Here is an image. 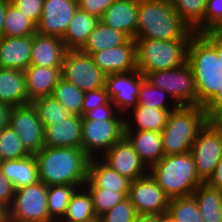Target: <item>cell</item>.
Returning <instances> with one entry per match:
<instances>
[{"mask_svg": "<svg viewBox=\"0 0 222 222\" xmlns=\"http://www.w3.org/2000/svg\"><path fill=\"white\" fill-rule=\"evenodd\" d=\"M39 181L45 185H76L87 181L90 157L82 148L43 147L34 154Z\"/></svg>", "mask_w": 222, "mask_h": 222, "instance_id": "cell-1", "label": "cell"}, {"mask_svg": "<svg viewBox=\"0 0 222 222\" xmlns=\"http://www.w3.org/2000/svg\"><path fill=\"white\" fill-rule=\"evenodd\" d=\"M192 29L174 10L170 0H138L135 38L190 40Z\"/></svg>", "mask_w": 222, "mask_h": 222, "instance_id": "cell-2", "label": "cell"}, {"mask_svg": "<svg viewBox=\"0 0 222 222\" xmlns=\"http://www.w3.org/2000/svg\"><path fill=\"white\" fill-rule=\"evenodd\" d=\"M186 63L194 74L197 105L204 107L222 86L216 49L200 33H194L188 43Z\"/></svg>", "mask_w": 222, "mask_h": 222, "instance_id": "cell-3", "label": "cell"}, {"mask_svg": "<svg viewBox=\"0 0 222 222\" xmlns=\"http://www.w3.org/2000/svg\"><path fill=\"white\" fill-rule=\"evenodd\" d=\"M149 174L170 199L191 196L204 183L191 152L164 156L149 168Z\"/></svg>", "mask_w": 222, "mask_h": 222, "instance_id": "cell-4", "label": "cell"}, {"mask_svg": "<svg viewBox=\"0 0 222 222\" xmlns=\"http://www.w3.org/2000/svg\"><path fill=\"white\" fill-rule=\"evenodd\" d=\"M207 122L203 106H178L172 110L160 132L164 156L191 152L198 132Z\"/></svg>", "mask_w": 222, "mask_h": 222, "instance_id": "cell-5", "label": "cell"}, {"mask_svg": "<svg viewBox=\"0 0 222 222\" xmlns=\"http://www.w3.org/2000/svg\"><path fill=\"white\" fill-rule=\"evenodd\" d=\"M136 42L137 70L140 73L170 70L187 61L190 40H155L134 38Z\"/></svg>", "mask_w": 222, "mask_h": 222, "instance_id": "cell-6", "label": "cell"}, {"mask_svg": "<svg viewBox=\"0 0 222 222\" xmlns=\"http://www.w3.org/2000/svg\"><path fill=\"white\" fill-rule=\"evenodd\" d=\"M48 186L38 181L15 190L13 201L4 213L7 222H52L47 208Z\"/></svg>", "mask_w": 222, "mask_h": 222, "instance_id": "cell-7", "label": "cell"}, {"mask_svg": "<svg viewBox=\"0 0 222 222\" xmlns=\"http://www.w3.org/2000/svg\"><path fill=\"white\" fill-rule=\"evenodd\" d=\"M143 75L152 86L167 92L178 106L197 105L195 78L187 63L179 68Z\"/></svg>", "mask_w": 222, "mask_h": 222, "instance_id": "cell-8", "label": "cell"}, {"mask_svg": "<svg viewBox=\"0 0 222 222\" xmlns=\"http://www.w3.org/2000/svg\"><path fill=\"white\" fill-rule=\"evenodd\" d=\"M125 119H82V150L100 158L124 137Z\"/></svg>", "mask_w": 222, "mask_h": 222, "instance_id": "cell-9", "label": "cell"}, {"mask_svg": "<svg viewBox=\"0 0 222 222\" xmlns=\"http://www.w3.org/2000/svg\"><path fill=\"white\" fill-rule=\"evenodd\" d=\"M106 74L95 64L90 55L80 50H67L61 67V78L82 91L105 87Z\"/></svg>", "mask_w": 222, "mask_h": 222, "instance_id": "cell-10", "label": "cell"}, {"mask_svg": "<svg viewBox=\"0 0 222 222\" xmlns=\"http://www.w3.org/2000/svg\"><path fill=\"white\" fill-rule=\"evenodd\" d=\"M198 176L205 182L222 156V122L208 121L191 148Z\"/></svg>", "mask_w": 222, "mask_h": 222, "instance_id": "cell-11", "label": "cell"}, {"mask_svg": "<svg viewBox=\"0 0 222 222\" xmlns=\"http://www.w3.org/2000/svg\"><path fill=\"white\" fill-rule=\"evenodd\" d=\"M9 126L30 154L44 147V127L32 103L11 107Z\"/></svg>", "mask_w": 222, "mask_h": 222, "instance_id": "cell-12", "label": "cell"}, {"mask_svg": "<svg viewBox=\"0 0 222 222\" xmlns=\"http://www.w3.org/2000/svg\"><path fill=\"white\" fill-rule=\"evenodd\" d=\"M144 75L138 70L108 74L105 89L117 111L126 115L138 105L139 88Z\"/></svg>", "mask_w": 222, "mask_h": 222, "instance_id": "cell-13", "label": "cell"}, {"mask_svg": "<svg viewBox=\"0 0 222 222\" xmlns=\"http://www.w3.org/2000/svg\"><path fill=\"white\" fill-rule=\"evenodd\" d=\"M128 198L137 214L167 213L170 198L150 174L130 182Z\"/></svg>", "mask_w": 222, "mask_h": 222, "instance_id": "cell-14", "label": "cell"}, {"mask_svg": "<svg viewBox=\"0 0 222 222\" xmlns=\"http://www.w3.org/2000/svg\"><path fill=\"white\" fill-rule=\"evenodd\" d=\"M100 159L130 181L149 174V168L125 137L116 142Z\"/></svg>", "mask_w": 222, "mask_h": 222, "instance_id": "cell-15", "label": "cell"}, {"mask_svg": "<svg viewBox=\"0 0 222 222\" xmlns=\"http://www.w3.org/2000/svg\"><path fill=\"white\" fill-rule=\"evenodd\" d=\"M77 9V0H44L36 33L62 37Z\"/></svg>", "mask_w": 222, "mask_h": 222, "instance_id": "cell-16", "label": "cell"}, {"mask_svg": "<svg viewBox=\"0 0 222 222\" xmlns=\"http://www.w3.org/2000/svg\"><path fill=\"white\" fill-rule=\"evenodd\" d=\"M90 56L106 75L137 70L136 42L131 38L122 45L93 53Z\"/></svg>", "mask_w": 222, "mask_h": 222, "instance_id": "cell-17", "label": "cell"}, {"mask_svg": "<svg viewBox=\"0 0 222 222\" xmlns=\"http://www.w3.org/2000/svg\"><path fill=\"white\" fill-rule=\"evenodd\" d=\"M43 127L45 147L81 148L82 116L71 114L63 121L46 122Z\"/></svg>", "mask_w": 222, "mask_h": 222, "instance_id": "cell-18", "label": "cell"}, {"mask_svg": "<svg viewBox=\"0 0 222 222\" xmlns=\"http://www.w3.org/2000/svg\"><path fill=\"white\" fill-rule=\"evenodd\" d=\"M100 21L134 39L138 22V0L114 1Z\"/></svg>", "mask_w": 222, "mask_h": 222, "instance_id": "cell-19", "label": "cell"}, {"mask_svg": "<svg viewBox=\"0 0 222 222\" xmlns=\"http://www.w3.org/2000/svg\"><path fill=\"white\" fill-rule=\"evenodd\" d=\"M33 35L0 37V68L24 71L30 66Z\"/></svg>", "mask_w": 222, "mask_h": 222, "instance_id": "cell-20", "label": "cell"}, {"mask_svg": "<svg viewBox=\"0 0 222 222\" xmlns=\"http://www.w3.org/2000/svg\"><path fill=\"white\" fill-rule=\"evenodd\" d=\"M66 51L61 37L35 33L33 35L30 65L62 67Z\"/></svg>", "mask_w": 222, "mask_h": 222, "instance_id": "cell-21", "label": "cell"}, {"mask_svg": "<svg viewBox=\"0 0 222 222\" xmlns=\"http://www.w3.org/2000/svg\"><path fill=\"white\" fill-rule=\"evenodd\" d=\"M130 180L110 168L100 158H90L85 188H103L115 192H129Z\"/></svg>", "mask_w": 222, "mask_h": 222, "instance_id": "cell-22", "label": "cell"}, {"mask_svg": "<svg viewBox=\"0 0 222 222\" xmlns=\"http://www.w3.org/2000/svg\"><path fill=\"white\" fill-rule=\"evenodd\" d=\"M124 137L129 141L134 151L148 168L164 157L160 132L125 130Z\"/></svg>", "mask_w": 222, "mask_h": 222, "instance_id": "cell-23", "label": "cell"}, {"mask_svg": "<svg viewBox=\"0 0 222 222\" xmlns=\"http://www.w3.org/2000/svg\"><path fill=\"white\" fill-rule=\"evenodd\" d=\"M27 96L30 102L34 99L51 96L61 78V67H43L30 65L24 70Z\"/></svg>", "mask_w": 222, "mask_h": 222, "instance_id": "cell-24", "label": "cell"}, {"mask_svg": "<svg viewBox=\"0 0 222 222\" xmlns=\"http://www.w3.org/2000/svg\"><path fill=\"white\" fill-rule=\"evenodd\" d=\"M0 103L10 107L31 103L27 96L24 71L0 68Z\"/></svg>", "mask_w": 222, "mask_h": 222, "instance_id": "cell-25", "label": "cell"}, {"mask_svg": "<svg viewBox=\"0 0 222 222\" xmlns=\"http://www.w3.org/2000/svg\"><path fill=\"white\" fill-rule=\"evenodd\" d=\"M172 110L174 109L150 108L138 104L125 115V130L161 132Z\"/></svg>", "mask_w": 222, "mask_h": 222, "instance_id": "cell-26", "label": "cell"}, {"mask_svg": "<svg viewBox=\"0 0 222 222\" xmlns=\"http://www.w3.org/2000/svg\"><path fill=\"white\" fill-rule=\"evenodd\" d=\"M0 170L11 181L15 190L39 181L38 166L34 154L20 159L2 161Z\"/></svg>", "mask_w": 222, "mask_h": 222, "instance_id": "cell-27", "label": "cell"}, {"mask_svg": "<svg viewBox=\"0 0 222 222\" xmlns=\"http://www.w3.org/2000/svg\"><path fill=\"white\" fill-rule=\"evenodd\" d=\"M100 19L79 7L75 11L65 34L61 37L67 50H80Z\"/></svg>", "mask_w": 222, "mask_h": 222, "instance_id": "cell-28", "label": "cell"}, {"mask_svg": "<svg viewBox=\"0 0 222 222\" xmlns=\"http://www.w3.org/2000/svg\"><path fill=\"white\" fill-rule=\"evenodd\" d=\"M128 39L129 38L123 32L108 27L99 20L80 51L84 54L91 55L108 48L122 45Z\"/></svg>", "mask_w": 222, "mask_h": 222, "instance_id": "cell-29", "label": "cell"}, {"mask_svg": "<svg viewBox=\"0 0 222 222\" xmlns=\"http://www.w3.org/2000/svg\"><path fill=\"white\" fill-rule=\"evenodd\" d=\"M204 222H222V191L205 182L193 191Z\"/></svg>", "mask_w": 222, "mask_h": 222, "instance_id": "cell-30", "label": "cell"}, {"mask_svg": "<svg viewBox=\"0 0 222 222\" xmlns=\"http://www.w3.org/2000/svg\"><path fill=\"white\" fill-rule=\"evenodd\" d=\"M97 219L91 195L83 186L77 188L72 194L64 217L60 222H91Z\"/></svg>", "mask_w": 222, "mask_h": 222, "instance_id": "cell-31", "label": "cell"}, {"mask_svg": "<svg viewBox=\"0 0 222 222\" xmlns=\"http://www.w3.org/2000/svg\"><path fill=\"white\" fill-rule=\"evenodd\" d=\"M174 10L194 33L204 32L207 0H170Z\"/></svg>", "mask_w": 222, "mask_h": 222, "instance_id": "cell-32", "label": "cell"}, {"mask_svg": "<svg viewBox=\"0 0 222 222\" xmlns=\"http://www.w3.org/2000/svg\"><path fill=\"white\" fill-rule=\"evenodd\" d=\"M78 187L76 185H50L47 190V208L49 219L60 222L64 217L67 205L72 194Z\"/></svg>", "mask_w": 222, "mask_h": 222, "instance_id": "cell-33", "label": "cell"}, {"mask_svg": "<svg viewBox=\"0 0 222 222\" xmlns=\"http://www.w3.org/2000/svg\"><path fill=\"white\" fill-rule=\"evenodd\" d=\"M36 33V26L11 2L8 4L2 37H26Z\"/></svg>", "mask_w": 222, "mask_h": 222, "instance_id": "cell-34", "label": "cell"}, {"mask_svg": "<svg viewBox=\"0 0 222 222\" xmlns=\"http://www.w3.org/2000/svg\"><path fill=\"white\" fill-rule=\"evenodd\" d=\"M52 96L71 114L82 116L84 91L60 78Z\"/></svg>", "mask_w": 222, "mask_h": 222, "instance_id": "cell-35", "label": "cell"}, {"mask_svg": "<svg viewBox=\"0 0 222 222\" xmlns=\"http://www.w3.org/2000/svg\"><path fill=\"white\" fill-rule=\"evenodd\" d=\"M167 213L177 222H204L193 195L171 198Z\"/></svg>", "mask_w": 222, "mask_h": 222, "instance_id": "cell-36", "label": "cell"}, {"mask_svg": "<svg viewBox=\"0 0 222 222\" xmlns=\"http://www.w3.org/2000/svg\"><path fill=\"white\" fill-rule=\"evenodd\" d=\"M138 104L159 109H176L178 107L167 92L152 86L145 78L141 81L139 88Z\"/></svg>", "mask_w": 222, "mask_h": 222, "instance_id": "cell-37", "label": "cell"}, {"mask_svg": "<svg viewBox=\"0 0 222 222\" xmlns=\"http://www.w3.org/2000/svg\"><path fill=\"white\" fill-rule=\"evenodd\" d=\"M31 103L43 125L46 122L63 121L71 115L52 95L36 98Z\"/></svg>", "mask_w": 222, "mask_h": 222, "instance_id": "cell-38", "label": "cell"}, {"mask_svg": "<svg viewBox=\"0 0 222 222\" xmlns=\"http://www.w3.org/2000/svg\"><path fill=\"white\" fill-rule=\"evenodd\" d=\"M30 155L25 149L18 134L10 127L7 126L0 131V160H14L20 159Z\"/></svg>", "mask_w": 222, "mask_h": 222, "instance_id": "cell-39", "label": "cell"}, {"mask_svg": "<svg viewBox=\"0 0 222 222\" xmlns=\"http://www.w3.org/2000/svg\"><path fill=\"white\" fill-rule=\"evenodd\" d=\"M91 195L94 212L99 218L128 197L129 192H115L103 188H86Z\"/></svg>", "mask_w": 222, "mask_h": 222, "instance_id": "cell-40", "label": "cell"}, {"mask_svg": "<svg viewBox=\"0 0 222 222\" xmlns=\"http://www.w3.org/2000/svg\"><path fill=\"white\" fill-rule=\"evenodd\" d=\"M137 212L127 197L98 219L100 222H135Z\"/></svg>", "mask_w": 222, "mask_h": 222, "instance_id": "cell-41", "label": "cell"}, {"mask_svg": "<svg viewBox=\"0 0 222 222\" xmlns=\"http://www.w3.org/2000/svg\"><path fill=\"white\" fill-rule=\"evenodd\" d=\"M204 31H222V0H207Z\"/></svg>", "mask_w": 222, "mask_h": 222, "instance_id": "cell-42", "label": "cell"}, {"mask_svg": "<svg viewBox=\"0 0 222 222\" xmlns=\"http://www.w3.org/2000/svg\"><path fill=\"white\" fill-rule=\"evenodd\" d=\"M35 25L42 15L44 0H10Z\"/></svg>", "mask_w": 222, "mask_h": 222, "instance_id": "cell-43", "label": "cell"}, {"mask_svg": "<svg viewBox=\"0 0 222 222\" xmlns=\"http://www.w3.org/2000/svg\"><path fill=\"white\" fill-rule=\"evenodd\" d=\"M111 101L105 87L85 91L82 103V116L99 105L108 104Z\"/></svg>", "mask_w": 222, "mask_h": 222, "instance_id": "cell-44", "label": "cell"}, {"mask_svg": "<svg viewBox=\"0 0 222 222\" xmlns=\"http://www.w3.org/2000/svg\"><path fill=\"white\" fill-rule=\"evenodd\" d=\"M82 119H125V115L119 113L115 105L110 101L108 104L99 105L91 111L86 112L82 116Z\"/></svg>", "mask_w": 222, "mask_h": 222, "instance_id": "cell-45", "label": "cell"}, {"mask_svg": "<svg viewBox=\"0 0 222 222\" xmlns=\"http://www.w3.org/2000/svg\"><path fill=\"white\" fill-rule=\"evenodd\" d=\"M78 7L101 19L104 12L114 3L116 0H77Z\"/></svg>", "mask_w": 222, "mask_h": 222, "instance_id": "cell-46", "label": "cell"}, {"mask_svg": "<svg viewBox=\"0 0 222 222\" xmlns=\"http://www.w3.org/2000/svg\"><path fill=\"white\" fill-rule=\"evenodd\" d=\"M15 189L11 181L0 170V210L5 213L14 198Z\"/></svg>", "mask_w": 222, "mask_h": 222, "instance_id": "cell-47", "label": "cell"}, {"mask_svg": "<svg viewBox=\"0 0 222 222\" xmlns=\"http://www.w3.org/2000/svg\"><path fill=\"white\" fill-rule=\"evenodd\" d=\"M208 121L222 122V86L216 95L204 106Z\"/></svg>", "mask_w": 222, "mask_h": 222, "instance_id": "cell-48", "label": "cell"}, {"mask_svg": "<svg viewBox=\"0 0 222 222\" xmlns=\"http://www.w3.org/2000/svg\"><path fill=\"white\" fill-rule=\"evenodd\" d=\"M215 49L222 70V31H204L200 33Z\"/></svg>", "mask_w": 222, "mask_h": 222, "instance_id": "cell-49", "label": "cell"}, {"mask_svg": "<svg viewBox=\"0 0 222 222\" xmlns=\"http://www.w3.org/2000/svg\"><path fill=\"white\" fill-rule=\"evenodd\" d=\"M205 183L210 187L222 191V156Z\"/></svg>", "mask_w": 222, "mask_h": 222, "instance_id": "cell-50", "label": "cell"}, {"mask_svg": "<svg viewBox=\"0 0 222 222\" xmlns=\"http://www.w3.org/2000/svg\"><path fill=\"white\" fill-rule=\"evenodd\" d=\"M11 107L9 105L0 103V131L9 126V115Z\"/></svg>", "mask_w": 222, "mask_h": 222, "instance_id": "cell-51", "label": "cell"}, {"mask_svg": "<svg viewBox=\"0 0 222 222\" xmlns=\"http://www.w3.org/2000/svg\"><path fill=\"white\" fill-rule=\"evenodd\" d=\"M135 222H161V214H137Z\"/></svg>", "mask_w": 222, "mask_h": 222, "instance_id": "cell-52", "label": "cell"}, {"mask_svg": "<svg viewBox=\"0 0 222 222\" xmlns=\"http://www.w3.org/2000/svg\"><path fill=\"white\" fill-rule=\"evenodd\" d=\"M10 2V0H0V37H2L5 15Z\"/></svg>", "mask_w": 222, "mask_h": 222, "instance_id": "cell-53", "label": "cell"}, {"mask_svg": "<svg viewBox=\"0 0 222 222\" xmlns=\"http://www.w3.org/2000/svg\"><path fill=\"white\" fill-rule=\"evenodd\" d=\"M161 222H177L170 214H161Z\"/></svg>", "mask_w": 222, "mask_h": 222, "instance_id": "cell-54", "label": "cell"}, {"mask_svg": "<svg viewBox=\"0 0 222 222\" xmlns=\"http://www.w3.org/2000/svg\"><path fill=\"white\" fill-rule=\"evenodd\" d=\"M4 217V213L0 210V219Z\"/></svg>", "mask_w": 222, "mask_h": 222, "instance_id": "cell-55", "label": "cell"}, {"mask_svg": "<svg viewBox=\"0 0 222 222\" xmlns=\"http://www.w3.org/2000/svg\"><path fill=\"white\" fill-rule=\"evenodd\" d=\"M0 222H7L6 219L3 217L2 219H0Z\"/></svg>", "mask_w": 222, "mask_h": 222, "instance_id": "cell-56", "label": "cell"}]
</instances>
